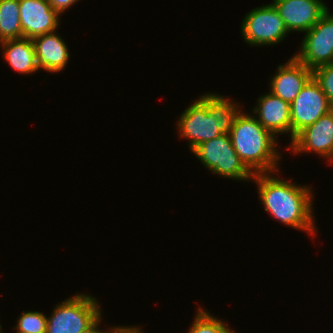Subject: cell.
Returning a JSON list of instances; mask_svg holds the SVG:
<instances>
[{
    "label": "cell",
    "instance_id": "obj_1",
    "mask_svg": "<svg viewBox=\"0 0 333 333\" xmlns=\"http://www.w3.org/2000/svg\"><path fill=\"white\" fill-rule=\"evenodd\" d=\"M252 182H256L264 210L273 218L293 229L316 235L310 186L297 185L271 173L254 174Z\"/></svg>",
    "mask_w": 333,
    "mask_h": 333
},
{
    "label": "cell",
    "instance_id": "obj_2",
    "mask_svg": "<svg viewBox=\"0 0 333 333\" xmlns=\"http://www.w3.org/2000/svg\"><path fill=\"white\" fill-rule=\"evenodd\" d=\"M179 116L176 127L179 137L188 139L192 151L201 143L230 134L234 120L241 111L239 103L216 93L203 94Z\"/></svg>",
    "mask_w": 333,
    "mask_h": 333
},
{
    "label": "cell",
    "instance_id": "obj_3",
    "mask_svg": "<svg viewBox=\"0 0 333 333\" xmlns=\"http://www.w3.org/2000/svg\"><path fill=\"white\" fill-rule=\"evenodd\" d=\"M233 147L240 160L253 173L279 171L281 153L277 150V139L267 131L252 114L240 111L230 132Z\"/></svg>",
    "mask_w": 333,
    "mask_h": 333
},
{
    "label": "cell",
    "instance_id": "obj_4",
    "mask_svg": "<svg viewBox=\"0 0 333 333\" xmlns=\"http://www.w3.org/2000/svg\"><path fill=\"white\" fill-rule=\"evenodd\" d=\"M59 303L47 317L46 333H82L102 316L97 299L87 293Z\"/></svg>",
    "mask_w": 333,
    "mask_h": 333
},
{
    "label": "cell",
    "instance_id": "obj_5",
    "mask_svg": "<svg viewBox=\"0 0 333 333\" xmlns=\"http://www.w3.org/2000/svg\"><path fill=\"white\" fill-rule=\"evenodd\" d=\"M213 174L239 181H252L254 174L236 153L230 134L205 141L191 151Z\"/></svg>",
    "mask_w": 333,
    "mask_h": 333
},
{
    "label": "cell",
    "instance_id": "obj_6",
    "mask_svg": "<svg viewBox=\"0 0 333 333\" xmlns=\"http://www.w3.org/2000/svg\"><path fill=\"white\" fill-rule=\"evenodd\" d=\"M241 22L244 41L256 47L277 45L289 33L272 3L251 9Z\"/></svg>",
    "mask_w": 333,
    "mask_h": 333
},
{
    "label": "cell",
    "instance_id": "obj_7",
    "mask_svg": "<svg viewBox=\"0 0 333 333\" xmlns=\"http://www.w3.org/2000/svg\"><path fill=\"white\" fill-rule=\"evenodd\" d=\"M302 39L294 55L299 62L311 70L333 63V14L328 10Z\"/></svg>",
    "mask_w": 333,
    "mask_h": 333
},
{
    "label": "cell",
    "instance_id": "obj_8",
    "mask_svg": "<svg viewBox=\"0 0 333 333\" xmlns=\"http://www.w3.org/2000/svg\"><path fill=\"white\" fill-rule=\"evenodd\" d=\"M332 108L326 95L323 93L320 84L312 77L298 93L290 104L291 113V139Z\"/></svg>",
    "mask_w": 333,
    "mask_h": 333
},
{
    "label": "cell",
    "instance_id": "obj_9",
    "mask_svg": "<svg viewBox=\"0 0 333 333\" xmlns=\"http://www.w3.org/2000/svg\"><path fill=\"white\" fill-rule=\"evenodd\" d=\"M288 150L294 154L314 152L333 163V109L300 131ZM311 151V152H310ZM332 162V163H331Z\"/></svg>",
    "mask_w": 333,
    "mask_h": 333
},
{
    "label": "cell",
    "instance_id": "obj_10",
    "mask_svg": "<svg viewBox=\"0 0 333 333\" xmlns=\"http://www.w3.org/2000/svg\"><path fill=\"white\" fill-rule=\"evenodd\" d=\"M288 32L306 33L329 10L323 0H273Z\"/></svg>",
    "mask_w": 333,
    "mask_h": 333
},
{
    "label": "cell",
    "instance_id": "obj_11",
    "mask_svg": "<svg viewBox=\"0 0 333 333\" xmlns=\"http://www.w3.org/2000/svg\"><path fill=\"white\" fill-rule=\"evenodd\" d=\"M22 38L35 37L56 31L59 27V14L48 0H18Z\"/></svg>",
    "mask_w": 333,
    "mask_h": 333
},
{
    "label": "cell",
    "instance_id": "obj_12",
    "mask_svg": "<svg viewBox=\"0 0 333 333\" xmlns=\"http://www.w3.org/2000/svg\"><path fill=\"white\" fill-rule=\"evenodd\" d=\"M277 73L270 79V92L283 101L292 103L298 93L313 77V70L307 68L292 56L284 65H278Z\"/></svg>",
    "mask_w": 333,
    "mask_h": 333
},
{
    "label": "cell",
    "instance_id": "obj_13",
    "mask_svg": "<svg viewBox=\"0 0 333 333\" xmlns=\"http://www.w3.org/2000/svg\"><path fill=\"white\" fill-rule=\"evenodd\" d=\"M252 115L258 122L276 138L278 134L289 133L291 136L290 103L268 92L258 98Z\"/></svg>",
    "mask_w": 333,
    "mask_h": 333
},
{
    "label": "cell",
    "instance_id": "obj_14",
    "mask_svg": "<svg viewBox=\"0 0 333 333\" xmlns=\"http://www.w3.org/2000/svg\"><path fill=\"white\" fill-rule=\"evenodd\" d=\"M37 67L49 73H58L66 68L70 53L64 39L56 31L32 39Z\"/></svg>",
    "mask_w": 333,
    "mask_h": 333
},
{
    "label": "cell",
    "instance_id": "obj_15",
    "mask_svg": "<svg viewBox=\"0 0 333 333\" xmlns=\"http://www.w3.org/2000/svg\"><path fill=\"white\" fill-rule=\"evenodd\" d=\"M0 46L5 61L17 73L32 75L39 71L32 39H9L0 42Z\"/></svg>",
    "mask_w": 333,
    "mask_h": 333
},
{
    "label": "cell",
    "instance_id": "obj_16",
    "mask_svg": "<svg viewBox=\"0 0 333 333\" xmlns=\"http://www.w3.org/2000/svg\"><path fill=\"white\" fill-rule=\"evenodd\" d=\"M22 38L18 0H0V42Z\"/></svg>",
    "mask_w": 333,
    "mask_h": 333
},
{
    "label": "cell",
    "instance_id": "obj_17",
    "mask_svg": "<svg viewBox=\"0 0 333 333\" xmlns=\"http://www.w3.org/2000/svg\"><path fill=\"white\" fill-rule=\"evenodd\" d=\"M188 333H235L222 319L198 307Z\"/></svg>",
    "mask_w": 333,
    "mask_h": 333
},
{
    "label": "cell",
    "instance_id": "obj_18",
    "mask_svg": "<svg viewBox=\"0 0 333 333\" xmlns=\"http://www.w3.org/2000/svg\"><path fill=\"white\" fill-rule=\"evenodd\" d=\"M15 328L16 333H46L47 316L38 311H23Z\"/></svg>",
    "mask_w": 333,
    "mask_h": 333
},
{
    "label": "cell",
    "instance_id": "obj_19",
    "mask_svg": "<svg viewBox=\"0 0 333 333\" xmlns=\"http://www.w3.org/2000/svg\"><path fill=\"white\" fill-rule=\"evenodd\" d=\"M314 79L320 84L323 93L333 109V63L319 66L313 70Z\"/></svg>",
    "mask_w": 333,
    "mask_h": 333
},
{
    "label": "cell",
    "instance_id": "obj_20",
    "mask_svg": "<svg viewBox=\"0 0 333 333\" xmlns=\"http://www.w3.org/2000/svg\"><path fill=\"white\" fill-rule=\"evenodd\" d=\"M80 0H48L51 7L59 14H63L65 10L69 9L72 5Z\"/></svg>",
    "mask_w": 333,
    "mask_h": 333
},
{
    "label": "cell",
    "instance_id": "obj_21",
    "mask_svg": "<svg viewBox=\"0 0 333 333\" xmlns=\"http://www.w3.org/2000/svg\"><path fill=\"white\" fill-rule=\"evenodd\" d=\"M102 317L100 316L89 328H87L82 333H115L121 326H113L112 328L108 329L107 332L105 330L100 329L99 324Z\"/></svg>",
    "mask_w": 333,
    "mask_h": 333
},
{
    "label": "cell",
    "instance_id": "obj_22",
    "mask_svg": "<svg viewBox=\"0 0 333 333\" xmlns=\"http://www.w3.org/2000/svg\"><path fill=\"white\" fill-rule=\"evenodd\" d=\"M142 328L139 326L138 327V325L135 327V326H130V327H128V326H126V333H143L142 331L143 330H141Z\"/></svg>",
    "mask_w": 333,
    "mask_h": 333
},
{
    "label": "cell",
    "instance_id": "obj_23",
    "mask_svg": "<svg viewBox=\"0 0 333 333\" xmlns=\"http://www.w3.org/2000/svg\"><path fill=\"white\" fill-rule=\"evenodd\" d=\"M115 333H126V326L123 327H120Z\"/></svg>",
    "mask_w": 333,
    "mask_h": 333
},
{
    "label": "cell",
    "instance_id": "obj_24",
    "mask_svg": "<svg viewBox=\"0 0 333 333\" xmlns=\"http://www.w3.org/2000/svg\"><path fill=\"white\" fill-rule=\"evenodd\" d=\"M0 333H3V331H2V325L0 324Z\"/></svg>",
    "mask_w": 333,
    "mask_h": 333
}]
</instances>
